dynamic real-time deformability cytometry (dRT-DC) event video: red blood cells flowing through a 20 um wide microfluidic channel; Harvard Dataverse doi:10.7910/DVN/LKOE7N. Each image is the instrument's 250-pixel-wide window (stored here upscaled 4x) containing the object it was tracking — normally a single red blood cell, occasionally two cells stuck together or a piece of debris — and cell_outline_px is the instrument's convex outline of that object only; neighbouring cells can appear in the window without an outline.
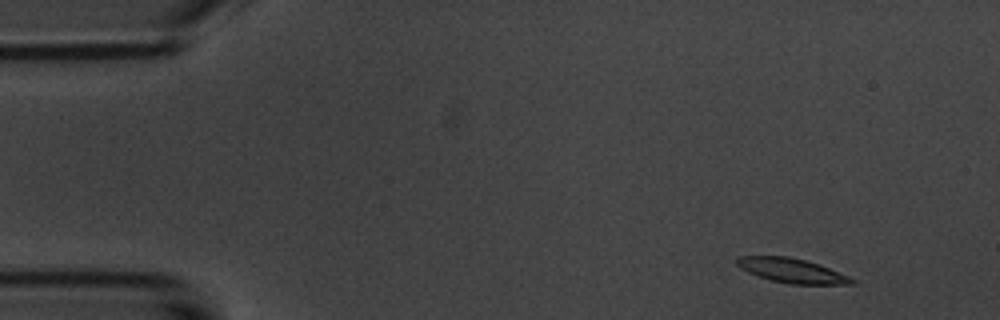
{"species": "common noctule bat (a hibernating species)", "species_latin": "Nyctalus noctula", "temperature_condition": "room temperature", "stored_images_in_passage": 3, "camera_frame_rate_fps": 3000, "um_per_image_px": 0.085, "animal": {"sex": "male", "body_mass_g": 20.1, "forearm_length_mm": 53.5}, "frame": {"image": 1, "passage_image": 1, "time_ms": 0.0, "image_size_px": [1000, 320], "cell_outline_px": [[856, 284], [788, 284], [772, 280], [748, 272], [740, 268], [736, 264], [736, 256], [788, 256], [804, 260], [828, 268], [848, 276], [856, 280]], "centroid_in_image_um": [67.28, 23.0], "position_along_channel_um": 17.7, "area_um2": 16.13}}
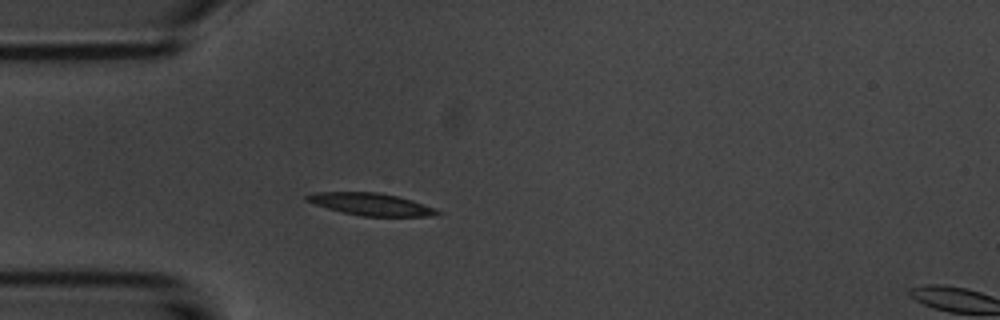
{"frame": {"image": 2, "passage_image": 3, "time_ms": 3.333, "image_size_px": [1000, 320], "cell_outline_px": [[444, 212], [436, 216], [360, 216], [328, 208], [304, 200], [304, 196], [316, 192], [380, 192], [412, 200], [424, 204]], "centroid_in_image_um": [31.57, 17.36], "position_along_channel_um": 53.4, "area_um2": 16.88}}